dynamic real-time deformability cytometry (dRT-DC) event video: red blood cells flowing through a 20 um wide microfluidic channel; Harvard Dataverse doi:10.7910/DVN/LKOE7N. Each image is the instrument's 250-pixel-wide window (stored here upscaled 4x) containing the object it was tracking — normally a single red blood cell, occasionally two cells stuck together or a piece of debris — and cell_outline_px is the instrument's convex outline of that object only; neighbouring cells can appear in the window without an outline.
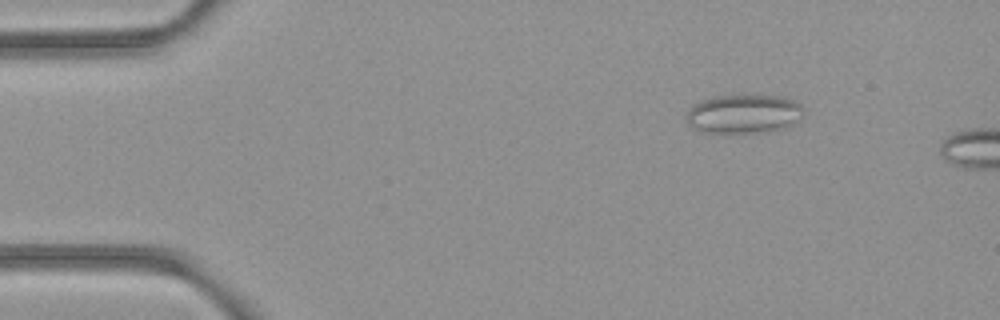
{"species": "common noctule bat (a hibernating species)", "species_latin": "Nyctalus noctula", "temperature_condition": "room temperature", "stored_images_in_passage": 4, "camera_frame_rate_fps": 3000, "um_per_image_px": 0.085, "animal": {"sex": "female", "body_mass_g": 21.9}, "frame": {"image": 1, "passage_image": 2, "time_ms": 0.333, "image_size_px": [1000, 320], "cell_outline_px": [[804, 116], [784, 128], [756, 132], [724, 136], [700, 132], [692, 128], [684, 120], [684, 116], [688, 108], [700, 100], [716, 96], [776, 96], [792, 100], [800, 104], [804, 108]], "centroid_in_image_um": [63.11, 9.73], "position_along_channel_um": 21.9, "area_um2": 27.34}}